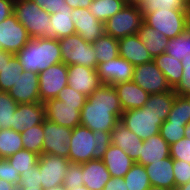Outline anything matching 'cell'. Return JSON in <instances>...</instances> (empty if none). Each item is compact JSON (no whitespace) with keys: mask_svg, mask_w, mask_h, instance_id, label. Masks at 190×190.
<instances>
[{"mask_svg":"<svg viewBox=\"0 0 190 190\" xmlns=\"http://www.w3.org/2000/svg\"><path fill=\"white\" fill-rule=\"evenodd\" d=\"M15 56L23 71L38 74L62 62L59 41L56 38H31Z\"/></svg>","mask_w":190,"mask_h":190,"instance_id":"obj_3","label":"cell"},{"mask_svg":"<svg viewBox=\"0 0 190 190\" xmlns=\"http://www.w3.org/2000/svg\"><path fill=\"white\" fill-rule=\"evenodd\" d=\"M175 190H190V182L176 187Z\"/></svg>","mask_w":190,"mask_h":190,"instance_id":"obj_58","label":"cell"},{"mask_svg":"<svg viewBox=\"0 0 190 190\" xmlns=\"http://www.w3.org/2000/svg\"><path fill=\"white\" fill-rule=\"evenodd\" d=\"M22 72L23 69L18 59L13 55L0 72V91L8 92L16 81L20 79Z\"/></svg>","mask_w":190,"mask_h":190,"instance_id":"obj_35","label":"cell"},{"mask_svg":"<svg viewBox=\"0 0 190 190\" xmlns=\"http://www.w3.org/2000/svg\"><path fill=\"white\" fill-rule=\"evenodd\" d=\"M15 0H0V23L14 13Z\"/></svg>","mask_w":190,"mask_h":190,"instance_id":"obj_51","label":"cell"},{"mask_svg":"<svg viewBox=\"0 0 190 190\" xmlns=\"http://www.w3.org/2000/svg\"><path fill=\"white\" fill-rule=\"evenodd\" d=\"M17 190H43L42 187H36V188H18Z\"/></svg>","mask_w":190,"mask_h":190,"instance_id":"obj_62","label":"cell"},{"mask_svg":"<svg viewBox=\"0 0 190 190\" xmlns=\"http://www.w3.org/2000/svg\"><path fill=\"white\" fill-rule=\"evenodd\" d=\"M44 119L45 107L42 102L18 104L13 115L12 129L21 133L23 130L43 123Z\"/></svg>","mask_w":190,"mask_h":190,"instance_id":"obj_19","label":"cell"},{"mask_svg":"<svg viewBox=\"0 0 190 190\" xmlns=\"http://www.w3.org/2000/svg\"><path fill=\"white\" fill-rule=\"evenodd\" d=\"M31 39L13 13L0 23V50L18 53Z\"/></svg>","mask_w":190,"mask_h":190,"instance_id":"obj_12","label":"cell"},{"mask_svg":"<svg viewBox=\"0 0 190 190\" xmlns=\"http://www.w3.org/2000/svg\"><path fill=\"white\" fill-rule=\"evenodd\" d=\"M184 137L190 139V122L185 125Z\"/></svg>","mask_w":190,"mask_h":190,"instance_id":"obj_57","label":"cell"},{"mask_svg":"<svg viewBox=\"0 0 190 190\" xmlns=\"http://www.w3.org/2000/svg\"><path fill=\"white\" fill-rule=\"evenodd\" d=\"M144 23L171 39L187 30V11L158 9L144 17Z\"/></svg>","mask_w":190,"mask_h":190,"instance_id":"obj_6","label":"cell"},{"mask_svg":"<svg viewBox=\"0 0 190 190\" xmlns=\"http://www.w3.org/2000/svg\"><path fill=\"white\" fill-rule=\"evenodd\" d=\"M0 179L19 186L20 173L14 169L6 158L0 160Z\"/></svg>","mask_w":190,"mask_h":190,"instance_id":"obj_49","label":"cell"},{"mask_svg":"<svg viewBox=\"0 0 190 190\" xmlns=\"http://www.w3.org/2000/svg\"><path fill=\"white\" fill-rule=\"evenodd\" d=\"M134 68L129 61L118 56L109 62L97 65V74L102 84L114 86L118 83L132 81Z\"/></svg>","mask_w":190,"mask_h":190,"instance_id":"obj_15","label":"cell"},{"mask_svg":"<svg viewBox=\"0 0 190 190\" xmlns=\"http://www.w3.org/2000/svg\"><path fill=\"white\" fill-rule=\"evenodd\" d=\"M119 56L129 61L133 66L153 60L137 34L118 39Z\"/></svg>","mask_w":190,"mask_h":190,"instance_id":"obj_20","label":"cell"},{"mask_svg":"<svg viewBox=\"0 0 190 190\" xmlns=\"http://www.w3.org/2000/svg\"><path fill=\"white\" fill-rule=\"evenodd\" d=\"M23 148L20 132L13 129H0V158H8Z\"/></svg>","mask_w":190,"mask_h":190,"instance_id":"obj_33","label":"cell"},{"mask_svg":"<svg viewBox=\"0 0 190 190\" xmlns=\"http://www.w3.org/2000/svg\"><path fill=\"white\" fill-rule=\"evenodd\" d=\"M137 35L143 42V45L152 58L165 53L169 39L166 38L162 33L143 22L139 28V31L137 32Z\"/></svg>","mask_w":190,"mask_h":190,"instance_id":"obj_27","label":"cell"},{"mask_svg":"<svg viewBox=\"0 0 190 190\" xmlns=\"http://www.w3.org/2000/svg\"><path fill=\"white\" fill-rule=\"evenodd\" d=\"M111 144V133L95 131L79 125L72 129L68 143V159L71 163H84L90 160H102Z\"/></svg>","mask_w":190,"mask_h":190,"instance_id":"obj_2","label":"cell"},{"mask_svg":"<svg viewBox=\"0 0 190 190\" xmlns=\"http://www.w3.org/2000/svg\"><path fill=\"white\" fill-rule=\"evenodd\" d=\"M170 157L175 160H183L190 164V139L181 138L170 145Z\"/></svg>","mask_w":190,"mask_h":190,"instance_id":"obj_44","label":"cell"},{"mask_svg":"<svg viewBox=\"0 0 190 190\" xmlns=\"http://www.w3.org/2000/svg\"><path fill=\"white\" fill-rule=\"evenodd\" d=\"M39 7L49 12L50 14L59 13L61 10H73L67 4L65 0H32Z\"/></svg>","mask_w":190,"mask_h":190,"instance_id":"obj_50","label":"cell"},{"mask_svg":"<svg viewBox=\"0 0 190 190\" xmlns=\"http://www.w3.org/2000/svg\"><path fill=\"white\" fill-rule=\"evenodd\" d=\"M41 187V178L39 172V165L34 166L27 172L20 174V181L18 188H36Z\"/></svg>","mask_w":190,"mask_h":190,"instance_id":"obj_48","label":"cell"},{"mask_svg":"<svg viewBox=\"0 0 190 190\" xmlns=\"http://www.w3.org/2000/svg\"><path fill=\"white\" fill-rule=\"evenodd\" d=\"M147 190H169V189L161 188L158 186H150Z\"/></svg>","mask_w":190,"mask_h":190,"instance_id":"obj_61","label":"cell"},{"mask_svg":"<svg viewBox=\"0 0 190 190\" xmlns=\"http://www.w3.org/2000/svg\"><path fill=\"white\" fill-rule=\"evenodd\" d=\"M39 157L40 155L23 148L6 159L21 174L38 165Z\"/></svg>","mask_w":190,"mask_h":190,"instance_id":"obj_39","label":"cell"},{"mask_svg":"<svg viewBox=\"0 0 190 190\" xmlns=\"http://www.w3.org/2000/svg\"><path fill=\"white\" fill-rule=\"evenodd\" d=\"M113 87L117 92L123 112L142 108L150 96L133 81L118 83Z\"/></svg>","mask_w":190,"mask_h":190,"instance_id":"obj_22","label":"cell"},{"mask_svg":"<svg viewBox=\"0 0 190 190\" xmlns=\"http://www.w3.org/2000/svg\"><path fill=\"white\" fill-rule=\"evenodd\" d=\"M62 62L67 65H82L97 69L96 53L92 43L86 42L78 34L58 39Z\"/></svg>","mask_w":190,"mask_h":190,"instance_id":"obj_5","label":"cell"},{"mask_svg":"<svg viewBox=\"0 0 190 190\" xmlns=\"http://www.w3.org/2000/svg\"><path fill=\"white\" fill-rule=\"evenodd\" d=\"M132 81L149 94L164 93L172 90L165 75L153 60L135 66Z\"/></svg>","mask_w":190,"mask_h":190,"instance_id":"obj_11","label":"cell"},{"mask_svg":"<svg viewBox=\"0 0 190 190\" xmlns=\"http://www.w3.org/2000/svg\"><path fill=\"white\" fill-rule=\"evenodd\" d=\"M127 4H131V5H141L143 2H145L146 0H125Z\"/></svg>","mask_w":190,"mask_h":190,"instance_id":"obj_56","label":"cell"},{"mask_svg":"<svg viewBox=\"0 0 190 190\" xmlns=\"http://www.w3.org/2000/svg\"><path fill=\"white\" fill-rule=\"evenodd\" d=\"M96 53L97 65L102 62H109L119 56L118 39L104 33L92 43Z\"/></svg>","mask_w":190,"mask_h":190,"instance_id":"obj_30","label":"cell"},{"mask_svg":"<svg viewBox=\"0 0 190 190\" xmlns=\"http://www.w3.org/2000/svg\"><path fill=\"white\" fill-rule=\"evenodd\" d=\"M189 6L190 0H146L140 5L143 17L158 9L188 11Z\"/></svg>","mask_w":190,"mask_h":190,"instance_id":"obj_38","label":"cell"},{"mask_svg":"<svg viewBox=\"0 0 190 190\" xmlns=\"http://www.w3.org/2000/svg\"><path fill=\"white\" fill-rule=\"evenodd\" d=\"M176 96L174 89L164 93L150 94L144 107H147V110L156 114L164 122L168 118Z\"/></svg>","mask_w":190,"mask_h":190,"instance_id":"obj_29","label":"cell"},{"mask_svg":"<svg viewBox=\"0 0 190 190\" xmlns=\"http://www.w3.org/2000/svg\"><path fill=\"white\" fill-rule=\"evenodd\" d=\"M50 23V28L53 30V38L60 39L76 34L72 20V10H61L59 13L51 14Z\"/></svg>","mask_w":190,"mask_h":190,"instance_id":"obj_31","label":"cell"},{"mask_svg":"<svg viewBox=\"0 0 190 190\" xmlns=\"http://www.w3.org/2000/svg\"><path fill=\"white\" fill-rule=\"evenodd\" d=\"M68 85L86 96L91 95L102 84L97 70L82 65L67 66Z\"/></svg>","mask_w":190,"mask_h":190,"instance_id":"obj_17","label":"cell"},{"mask_svg":"<svg viewBox=\"0 0 190 190\" xmlns=\"http://www.w3.org/2000/svg\"><path fill=\"white\" fill-rule=\"evenodd\" d=\"M44 143L42 154L58 155L68 159V143L72 129L55 124L45 118L43 120Z\"/></svg>","mask_w":190,"mask_h":190,"instance_id":"obj_9","label":"cell"},{"mask_svg":"<svg viewBox=\"0 0 190 190\" xmlns=\"http://www.w3.org/2000/svg\"><path fill=\"white\" fill-rule=\"evenodd\" d=\"M56 98L70 105H85L87 100V96L85 94L79 93L69 85L65 86Z\"/></svg>","mask_w":190,"mask_h":190,"instance_id":"obj_45","label":"cell"},{"mask_svg":"<svg viewBox=\"0 0 190 190\" xmlns=\"http://www.w3.org/2000/svg\"><path fill=\"white\" fill-rule=\"evenodd\" d=\"M126 4L125 0H93L88 10L96 19L105 23L122 10Z\"/></svg>","mask_w":190,"mask_h":190,"instance_id":"obj_32","label":"cell"},{"mask_svg":"<svg viewBox=\"0 0 190 190\" xmlns=\"http://www.w3.org/2000/svg\"><path fill=\"white\" fill-rule=\"evenodd\" d=\"M72 20L76 34L86 42L93 43L105 33L104 23L96 19L87 8L73 9Z\"/></svg>","mask_w":190,"mask_h":190,"instance_id":"obj_16","label":"cell"},{"mask_svg":"<svg viewBox=\"0 0 190 190\" xmlns=\"http://www.w3.org/2000/svg\"><path fill=\"white\" fill-rule=\"evenodd\" d=\"M151 186L175 190L173 159L169 156L145 166Z\"/></svg>","mask_w":190,"mask_h":190,"instance_id":"obj_23","label":"cell"},{"mask_svg":"<svg viewBox=\"0 0 190 190\" xmlns=\"http://www.w3.org/2000/svg\"><path fill=\"white\" fill-rule=\"evenodd\" d=\"M68 85L67 65L63 62L50 66L39 73L40 102L56 98L59 92Z\"/></svg>","mask_w":190,"mask_h":190,"instance_id":"obj_13","label":"cell"},{"mask_svg":"<svg viewBox=\"0 0 190 190\" xmlns=\"http://www.w3.org/2000/svg\"><path fill=\"white\" fill-rule=\"evenodd\" d=\"M8 94L18 104L40 102L39 74L23 71L20 79L8 90Z\"/></svg>","mask_w":190,"mask_h":190,"instance_id":"obj_18","label":"cell"},{"mask_svg":"<svg viewBox=\"0 0 190 190\" xmlns=\"http://www.w3.org/2000/svg\"><path fill=\"white\" fill-rule=\"evenodd\" d=\"M183 65V75L181 81L174 88V92L177 96L190 95V56L181 60Z\"/></svg>","mask_w":190,"mask_h":190,"instance_id":"obj_47","label":"cell"},{"mask_svg":"<svg viewBox=\"0 0 190 190\" xmlns=\"http://www.w3.org/2000/svg\"><path fill=\"white\" fill-rule=\"evenodd\" d=\"M167 120L177 124L190 122V105L182 96H176Z\"/></svg>","mask_w":190,"mask_h":190,"instance_id":"obj_41","label":"cell"},{"mask_svg":"<svg viewBox=\"0 0 190 190\" xmlns=\"http://www.w3.org/2000/svg\"><path fill=\"white\" fill-rule=\"evenodd\" d=\"M66 4L71 8H89L93 0H65Z\"/></svg>","mask_w":190,"mask_h":190,"instance_id":"obj_53","label":"cell"},{"mask_svg":"<svg viewBox=\"0 0 190 190\" xmlns=\"http://www.w3.org/2000/svg\"><path fill=\"white\" fill-rule=\"evenodd\" d=\"M21 136L24 149L40 156L42 155V146L44 143L43 123L23 130Z\"/></svg>","mask_w":190,"mask_h":190,"instance_id":"obj_36","label":"cell"},{"mask_svg":"<svg viewBox=\"0 0 190 190\" xmlns=\"http://www.w3.org/2000/svg\"><path fill=\"white\" fill-rule=\"evenodd\" d=\"M103 190H128L123 177H111Z\"/></svg>","mask_w":190,"mask_h":190,"instance_id":"obj_52","label":"cell"},{"mask_svg":"<svg viewBox=\"0 0 190 190\" xmlns=\"http://www.w3.org/2000/svg\"><path fill=\"white\" fill-rule=\"evenodd\" d=\"M165 53L177 60L190 56V32L185 30L175 38L169 39Z\"/></svg>","mask_w":190,"mask_h":190,"instance_id":"obj_37","label":"cell"},{"mask_svg":"<svg viewBox=\"0 0 190 190\" xmlns=\"http://www.w3.org/2000/svg\"><path fill=\"white\" fill-rule=\"evenodd\" d=\"M69 190H90V189H88L86 186H79V187L72 188V189H69Z\"/></svg>","mask_w":190,"mask_h":190,"instance_id":"obj_63","label":"cell"},{"mask_svg":"<svg viewBox=\"0 0 190 190\" xmlns=\"http://www.w3.org/2000/svg\"><path fill=\"white\" fill-rule=\"evenodd\" d=\"M153 61L165 75L168 84L174 89L181 81L183 75V65L181 61L166 53L154 57Z\"/></svg>","mask_w":190,"mask_h":190,"instance_id":"obj_28","label":"cell"},{"mask_svg":"<svg viewBox=\"0 0 190 190\" xmlns=\"http://www.w3.org/2000/svg\"><path fill=\"white\" fill-rule=\"evenodd\" d=\"M123 109L113 86L101 84L87 96L80 112V125L95 131L111 132L120 122Z\"/></svg>","mask_w":190,"mask_h":190,"instance_id":"obj_1","label":"cell"},{"mask_svg":"<svg viewBox=\"0 0 190 190\" xmlns=\"http://www.w3.org/2000/svg\"><path fill=\"white\" fill-rule=\"evenodd\" d=\"M120 122L143 141L159 134L163 121L147 107L131 109L122 113Z\"/></svg>","mask_w":190,"mask_h":190,"instance_id":"obj_8","label":"cell"},{"mask_svg":"<svg viewBox=\"0 0 190 190\" xmlns=\"http://www.w3.org/2000/svg\"><path fill=\"white\" fill-rule=\"evenodd\" d=\"M143 22L141 7L126 4L122 10L104 23L105 33L116 39L134 35L137 34Z\"/></svg>","mask_w":190,"mask_h":190,"instance_id":"obj_7","label":"cell"},{"mask_svg":"<svg viewBox=\"0 0 190 190\" xmlns=\"http://www.w3.org/2000/svg\"><path fill=\"white\" fill-rule=\"evenodd\" d=\"M45 118L60 126L74 129L80 125V112L84 105H70L58 100L49 99L44 103Z\"/></svg>","mask_w":190,"mask_h":190,"instance_id":"obj_14","label":"cell"},{"mask_svg":"<svg viewBox=\"0 0 190 190\" xmlns=\"http://www.w3.org/2000/svg\"><path fill=\"white\" fill-rule=\"evenodd\" d=\"M183 98L189 103L190 105V95L183 96Z\"/></svg>","mask_w":190,"mask_h":190,"instance_id":"obj_64","label":"cell"},{"mask_svg":"<svg viewBox=\"0 0 190 190\" xmlns=\"http://www.w3.org/2000/svg\"><path fill=\"white\" fill-rule=\"evenodd\" d=\"M175 188L190 182V164L183 160L173 159Z\"/></svg>","mask_w":190,"mask_h":190,"instance_id":"obj_46","label":"cell"},{"mask_svg":"<svg viewBox=\"0 0 190 190\" xmlns=\"http://www.w3.org/2000/svg\"><path fill=\"white\" fill-rule=\"evenodd\" d=\"M123 179L128 190H147L151 186L145 166L136 162Z\"/></svg>","mask_w":190,"mask_h":190,"instance_id":"obj_34","label":"cell"},{"mask_svg":"<svg viewBox=\"0 0 190 190\" xmlns=\"http://www.w3.org/2000/svg\"><path fill=\"white\" fill-rule=\"evenodd\" d=\"M110 133L111 143L120 147L134 162H137L140 157L143 140L121 122H119Z\"/></svg>","mask_w":190,"mask_h":190,"instance_id":"obj_21","label":"cell"},{"mask_svg":"<svg viewBox=\"0 0 190 190\" xmlns=\"http://www.w3.org/2000/svg\"><path fill=\"white\" fill-rule=\"evenodd\" d=\"M111 178L102 160H90L82 163L83 186L90 190H103Z\"/></svg>","mask_w":190,"mask_h":190,"instance_id":"obj_24","label":"cell"},{"mask_svg":"<svg viewBox=\"0 0 190 190\" xmlns=\"http://www.w3.org/2000/svg\"><path fill=\"white\" fill-rule=\"evenodd\" d=\"M185 125L186 124L171 123L165 120L160 126L159 134L169 145H171L184 137Z\"/></svg>","mask_w":190,"mask_h":190,"instance_id":"obj_42","label":"cell"},{"mask_svg":"<svg viewBox=\"0 0 190 190\" xmlns=\"http://www.w3.org/2000/svg\"><path fill=\"white\" fill-rule=\"evenodd\" d=\"M14 54L4 51V50H0V72L2 71L3 67L5 66L6 63L9 62L10 58L13 56Z\"/></svg>","mask_w":190,"mask_h":190,"instance_id":"obj_54","label":"cell"},{"mask_svg":"<svg viewBox=\"0 0 190 190\" xmlns=\"http://www.w3.org/2000/svg\"><path fill=\"white\" fill-rule=\"evenodd\" d=\"M169 156L170 145L160 136V134H157L143 141L140 157L136 163L146 166Z\"/></svg>","mask_w":190,"mask_h":190,"instance_id":"obj_25","label":"cell"},{"mask_svg":"<svg viewBox=\"0 0 190 190\" xmlns=\"http://www.w3.org/2000/svg\"><path fill=\"white\" fill-rule=\"evenodd\" d=\"M43 190H67V189L64 188L63 185H61V186H56L53 188H47V189H43Z\"/></svg>","mask_w":190,"mask_h":190,"instance_id":"obj_60","label":"cell"},{"mask_svg":"<svg viewBox=\"0 0 190 190\" xmlns=\"http://www.w3.org/2000/svg\"><path fill=\"white\" fill-rule=\"evenodd\" d=\"M14 14L31 38H53L51 14L32 0H15Z\"/></svg>","mask_w":190,"mask_h":190,"instance_id":"obj_4","label":"cell"},{"mask_svg":"<svg viewBox=\"0 0 190 190\" xmlns=\"http://www.w3.org/2000/svg\"><path fill=\"white\" fill-rule=\"evenodd\" d=\"M187 30L190 32V6L187 11Z\"/></svg>","mask_w":190,"mask_h":190,"instance_id":"obj_59","label":"cell"},{"mask_svg":"<svg viewBox=\"0 0 190 190\" xmlns=\"http://www.w3.org/2000/svg\"><path fill=\"white\" fill-rule=\"evenodd\" d=\"M79 186H83L82 163H70L65 174L63 187L69 190Z\"/></svg>","mask_w":190,"mask_h":190,"instance_id":"obj_43","label":"cell"},{"mask_svg":"<svg viewBox=\"0 0 190 190\" xmlns=\"http://www.w3.org/2000/svg\"><path fill=\"white\" fill-rule=\"evenodd\" d=\"M18 103L8 94L0 91V129H12L13 115Z\"/></svg>","mask_w":190,"mask_h":190,"instance_id":"obj_40","label":"cell"},{"mask_svg":"<svg viewBox=\"0 0 190 190\" xmlns=\"http://www.w3.org/2000/svg\"><path fill=\"white\" fill-rule=\"evenodd\" d=\"M70 163L58 155L42 154L38 161L42 189L63 185Z\"/></svg>","mask_w":190,"mask_h":190,"instance_id":"obj_10","label":"cell"},{"mask_svg":"<svg viewBox=\"0 0 190 190\" xmlns=\"http://www.w3.org/2000/svg\"><path fill=\"white\" fill-rule=\"evenodd\" d=\"M18 187L12 183H9L3 179H0V190H17Z\"/></svg>","mask_w":190,"mask_h":190,"instance_id":"obj_55","label":"cell"},{"mask_svg":"<svg viewBox=\"0 0 190 190\" xmlns=\"http://www.w3.org/2000/svg\"><path fill=\"white\" fill-rule=\"evenodd\" d=\"M111 177H124L135 163L120 147L110 144L102 158Z\"/></svg>","mask_w":190,"mask_h":190,"instance_id":"obj_26","label":"cell"}]
</instances>
